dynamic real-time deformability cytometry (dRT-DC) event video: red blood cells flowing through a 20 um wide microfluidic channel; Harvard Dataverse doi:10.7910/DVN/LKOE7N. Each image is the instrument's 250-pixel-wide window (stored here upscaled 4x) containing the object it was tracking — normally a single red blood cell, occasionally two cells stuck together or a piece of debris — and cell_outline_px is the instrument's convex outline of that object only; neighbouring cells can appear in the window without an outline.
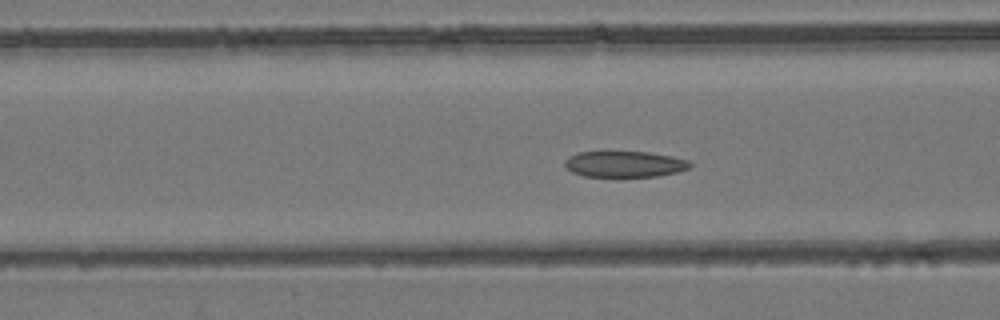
{"species": "common noctule bat (a hibernating species)", "species_latin": "Nyctalus noctula", "temperature_condition": "room temperature", "stored_images_in_passage": 55, "camera_frame_rate_fps": 3000, "um_per_image_px": 0.085, "animal": {"sex": "female", "body_mass_g": 24.6, "forearm_length_mm": 56.2}, "frame": {"image": 1, "passage_image": 21, "time_ms": 6.667, "image_size_px": [1000, 320], "cell_outline_px": [[692, 164], [688, 168], [676, 172], [656, 176], [584, 176], [572, 172], [564, 164], [564, 160], [568, 156], [580, 152], [648, 152], [672, 156], [688, 160]], "centroid_in_image_um": [53.07, 13.94], "position_along_channel_um": 113.5, "area_um2": 18.79}}
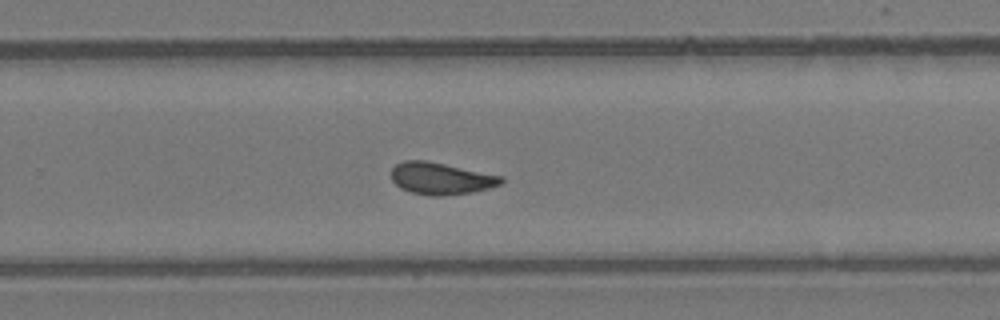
{"frame": {"image": 2, "passage_image": 35, "time_ms": 11.333, "image_size_px": [1000, 320], "cell_outline_px": [[504, 180], [500, 184], [488, 188], [472, 192], [444, 196], [432, 196], [412, 192], [400, 188], [392, 180], [392, 168], [396, 164], [404, 160], [424, 160], [504, 176]], "centroid_in_image_um": [37.48, 15.17], "position_along_channel_um": 292.3, "area_um2": 20.35}}
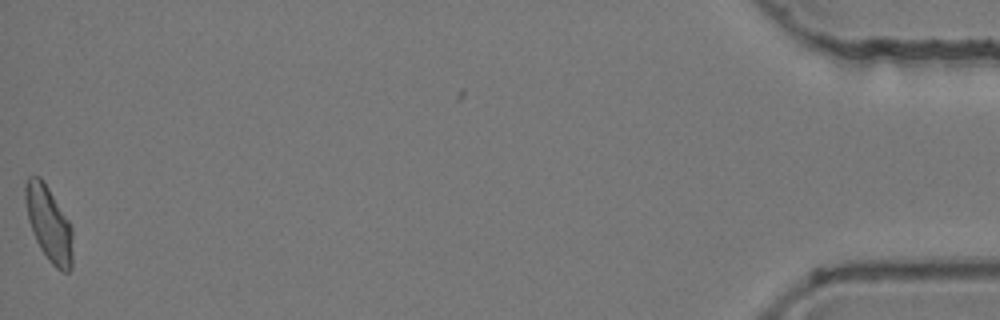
{"frame": {"image": 3, "passage_image": 54, "time_ms": 17.667, "image_size_px": [1000, 320], "cell_outline_px": [[72, 268], [68, 272], [64, 272], [56, 268], [48, 260], [40, 248], [36, 240], [28, 220], [24, 200], [24, 184], [28, 176], [40, 176], [48, 188], [68, 220], [72, 228]], "centroid_in_image_um": [4.13, 19.02], "position_along_channel_um": 431.1, "area_um2": 20.69}, "authors_computed_cell_mechanics": {"area_um2": 20.4034, "velocity_mm_per_s": 3.8447, "shape_relaxation_time_tau1_ms": null, "shape_relaxation_time_tau2_ms": 1.8514, "deformation_change_tau1": null, "deformation_change_tau2": 0.0932}}